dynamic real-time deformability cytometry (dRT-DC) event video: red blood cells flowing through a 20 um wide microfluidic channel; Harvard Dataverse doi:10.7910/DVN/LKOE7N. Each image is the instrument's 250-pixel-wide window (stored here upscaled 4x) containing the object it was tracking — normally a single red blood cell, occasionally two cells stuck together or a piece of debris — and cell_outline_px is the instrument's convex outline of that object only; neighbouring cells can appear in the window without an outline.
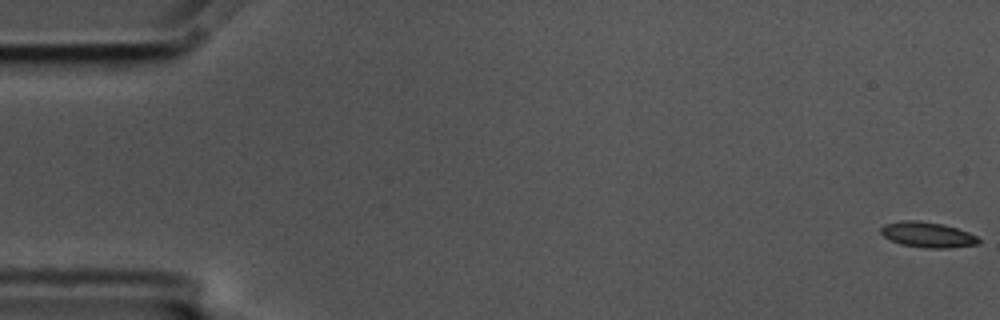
{"species": "common noctule bat (a hibernating species)", "species_latin": "Nyctalus noctula", "temperature_condition": "cold", "stored_images_in_passage": 5, "camera_frame_rate_fps": 3000, "um_per_image_px": 0.085, "animal": {"sex": "male", "body_mass_g": 17.5, "forearm_length_mm": 52.3}, "frame": {"image": 1, "passage_image": 1, "time_ms": 0.0, "image_size_px": [1000, 320], "cell_outline_px": [[980, 244], [948, 248], [924, 248], [900, 244], [884, 236], [880, 232], [880, 228], [884, 224], [904, 220], [920, 220], [944, 224], [968, 232], [976, 236], [980, 240]], "centroid_in_image_um": [78.85, 19.95], "position_along_channel_um": 6.2, "area_um2": 14.57}}
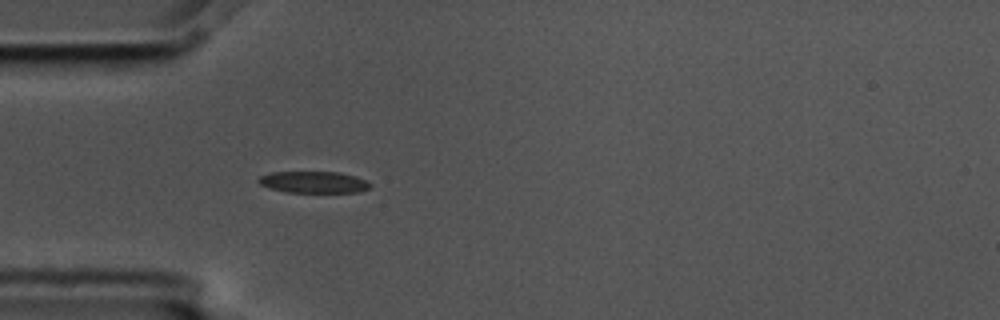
{"frame": {"image": 2, "passage_image": 5, "time_ms": 1.333, "image_size_px": [1000, 320], "cell_outline_px": [[372, 184], [368, 188], [360, 192], [288, 192], [268, 188], [260, 184], [256, 180], [260, 176], [272, 172], [340, 172], [356, 176]], "centroid_in_image_um": [26.64, 15.48], "position_along_channel_um": 58.4, "area_um2": 14.05}}